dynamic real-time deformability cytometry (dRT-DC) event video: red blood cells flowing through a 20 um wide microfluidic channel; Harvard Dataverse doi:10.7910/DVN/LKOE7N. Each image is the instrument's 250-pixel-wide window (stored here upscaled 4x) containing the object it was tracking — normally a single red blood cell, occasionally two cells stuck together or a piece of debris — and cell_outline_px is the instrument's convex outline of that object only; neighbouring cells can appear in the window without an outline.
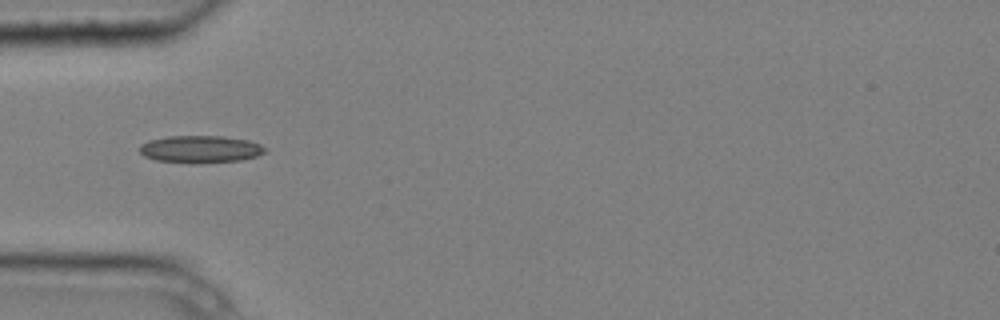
{"species": "common noctule bat (a hibernating species)", "species_latin": "Nyctalus noctula", "temperature_condition": "cold", "stored_images_in_passage": 5, "camera_frame_rate_fps": 3000, "um_per_image_px": 0.085, "animal": {"sex": "male", "body_mass_g": 20.4}, "frame": {"image": 1, "passage_image": 3, "time_ms": 0.667, "image_size_px": [1000, 320], "cell_outline_px": [[268, 148], [264, 152], [256, 156], [240, 160], [200, 164], [192, 164], [156, 160], [144, 156], [140, 152], [140, 144], [148, 140], [168, 136], [224, 136], [248, 140], [260, 144]], "centroid_in_image_um": [17.02, 12.69], "position_along_channel_um": 68.0, "area_um2": 20.23}}
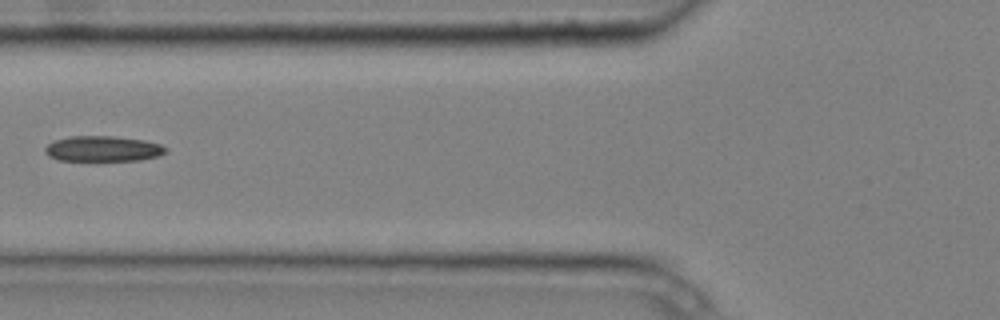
{"frame": {"image": 2, "passage_image": 4, "time_ms": 1.0, "image_size_px": [1000, 320], "cell_outline_px": [[168, 152], [160, 156], [140, 160], [100, 164], [60, 160], [48, 156], [44, 152], [44, 148], [52, 140], [68, 136], [116, 136], [144, 140], [160, 144], [168, 148]], "centroid_in_image_um": [8.74, 12.7], "position_along_channel_um": 117.1, "area_um2": 19.31}}
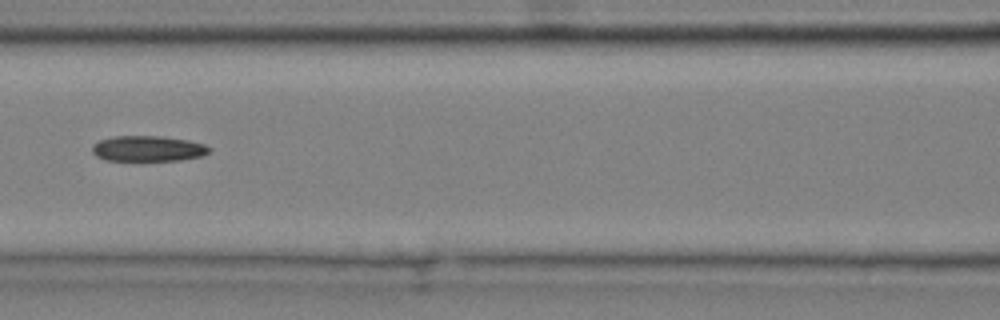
{"frame": {"image": 3, "passage_image": 5, "time_ms": 1.333, "image_size_px": [1000, 320], "cell_outline_px": [[212, 152], [204, 156], [180, 160], [104, 160], [96, 156], [92, 152], [92, 144], [100, 140], [112, 136], [160, 136], [188, 140], [204, 144], [212, 148]], "centroid_in_image_um": [12.61, 12.63], "position_along_channel_um": 154.0, "area_um2": 17.63}}